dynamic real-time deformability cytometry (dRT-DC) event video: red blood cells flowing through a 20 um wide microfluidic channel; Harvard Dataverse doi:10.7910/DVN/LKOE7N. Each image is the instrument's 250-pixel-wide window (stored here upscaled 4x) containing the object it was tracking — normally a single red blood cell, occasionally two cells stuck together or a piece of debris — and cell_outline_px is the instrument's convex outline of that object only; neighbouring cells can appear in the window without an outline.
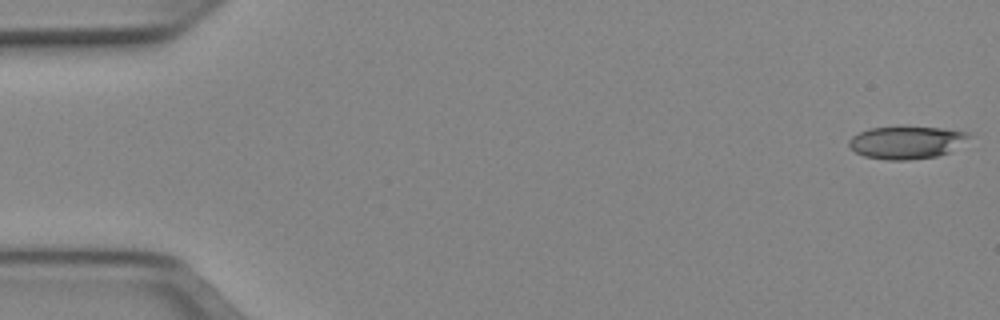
{"species": "Egyptian fruit bat (a non-hibernating species)", "species_latin": "Rousettus aegyptiacus", "temperature_condition": "cold", "stored_images_in_passage": 51, "camera_frame_rate_fps": 3000, "um_per_image_px": 0.085, "animal": {"sex": "female"}, "frame": {"image": 1, "passage_image": 1, "time_ms": 0.0, "image_size_px": [1000, 320], "cell_outline_px": [[972, 136], [948, 152], [936, 156], [908, 160], [888, 160], [864, 156], [856, 152], [848, 144], [848, 140], [852, 136], [868, 128], [940, 128], [968, 132]], "centroid_in_image_um": [77.02, 12.12], "position_along_channel_um": 8.0, "area_um2": 22.25}}
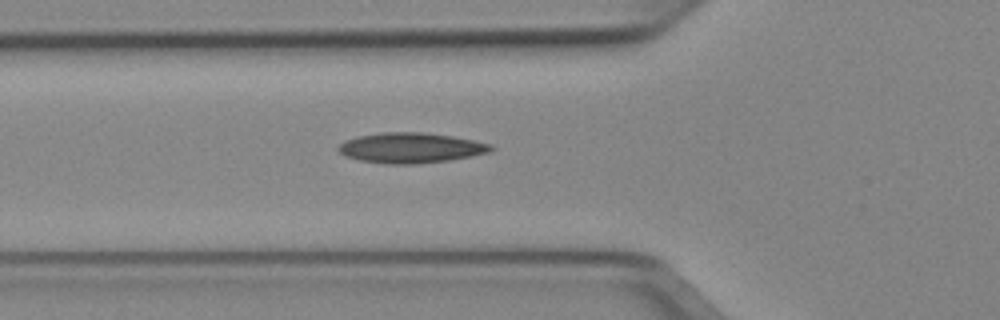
{"frame": {"image": 2, "passage_image": 18, "time_ms": 5.667, "image_size_px": [1000, 320], "cell_outline_px": [[496, 148], [492, 152], [472, 156], [448, 160], [416, 164], [388, 164], [360, 160], [344, 156], [336, 148], [344, 140], [356, 136], [384, 132], [424, 132], [452, 136], [492, 144]], "centroid_in_image_um": [34.92, 12.56], "position_along_channel_um": 90.9, "area_um2": 27.11}}
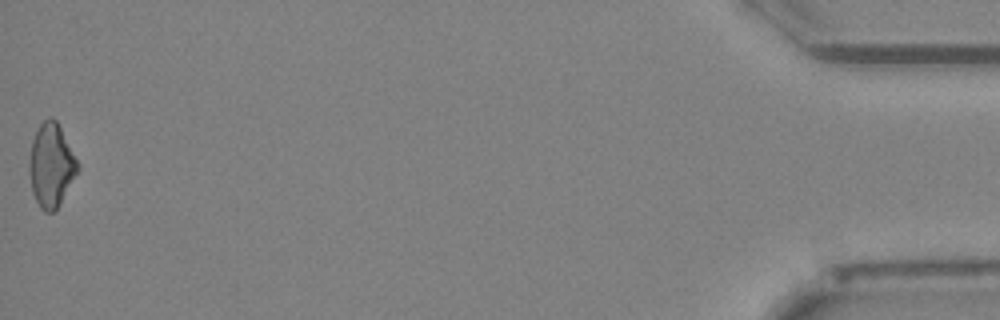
{"frame": {"image": 3, "passage_image": 51, "time_ms": 16.667, "image_size_px": [1000, 320], "cell_outline_px": [[80, 168], [60, 204], [52, 212], [44, 212], [40, 208], [32, 192], [28, 172], [28, 160], [32, 140], [40, 124], [48, 116], [52, 116], [56, 120], [80, 164]], "centroid_in_image_um": [4.34, 14.05], "position_along_channel_um": 430.9, "area_um2": 23.76}, "authors_computed_cell_mechanics": {"area_um2": 24.2182, "velocity_mm_per_s": 3.9762, "shape_relaxation_time_tau1_ms": null, "shape_relaxation_time_tau2_ms": 4.9224, "deformation_change_tau1": null, "deformation_change_tau2": 0.141}}